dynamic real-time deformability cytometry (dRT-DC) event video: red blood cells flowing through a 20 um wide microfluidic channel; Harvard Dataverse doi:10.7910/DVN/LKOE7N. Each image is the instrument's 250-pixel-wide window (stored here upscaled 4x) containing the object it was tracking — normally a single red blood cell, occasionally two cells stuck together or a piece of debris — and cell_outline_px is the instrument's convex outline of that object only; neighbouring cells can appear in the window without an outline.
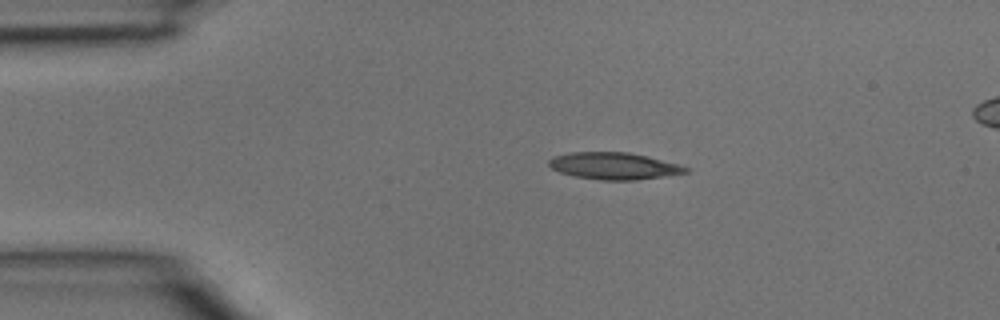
{"species": "common noctule bat (a hibernating species)", "species_latin": "Nyctalus noctula", "temperature_condition": "room temperature", "stored_images_in_passage": 2, "camera_frame_rate_fps": 3000, "um_per_image_px": 0.085, "animal": {"sex": "male", "body_mass_g": 15.6}, "frame": {"image": 1, "passage_image": 1, "time_ms": 0.0, "image_size_px": [1000, 320], "cell_outline_px": [[692, 168], [688, 172], [636, 180], [600, 180], [576, 176], [560, 172], [552, 168], [548, 164], [548, 160], [552, 156], [572, 152], [628, 152], [648, 156], [680, 164]], "centroid_in_image_um": [52.21, 14.09], "position_along_channel_um": 32.8, "area_um2": 21.5}}